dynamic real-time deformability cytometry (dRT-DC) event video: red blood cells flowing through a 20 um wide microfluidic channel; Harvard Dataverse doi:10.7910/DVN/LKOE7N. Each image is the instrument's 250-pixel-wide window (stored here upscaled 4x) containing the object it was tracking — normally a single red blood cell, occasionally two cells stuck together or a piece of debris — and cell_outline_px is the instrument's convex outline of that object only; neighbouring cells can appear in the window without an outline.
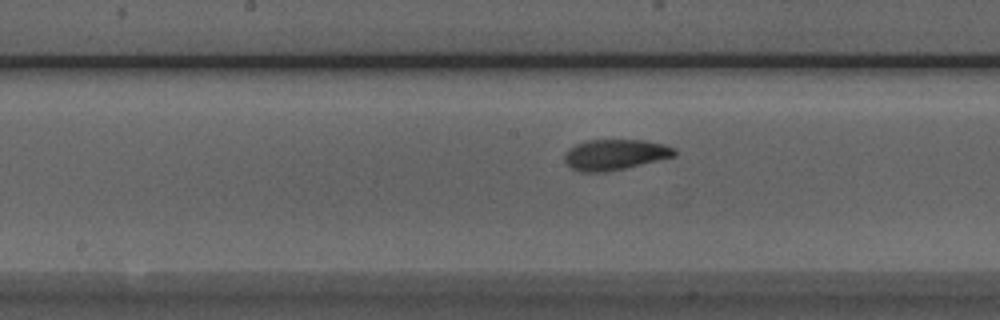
{"species": "Egyptian fruit bat (a non-hibernating species)", "species_latin": "Rousettus aegyptiacus", "temperature_condition": "room temperature", "stored_images_in_passage": 23, "camera_frame_rate_fps": 3000, "um_per_image_px": 0.085, "animal": {"sex": "male"}, "frame": {"image": 1, "passage_image": 20, "time_ms": 6.333, "image_size_px": [1000, 320], "cell_outline_px": [[676, 156], [624, 168], [604, 172], [580, 172], [572, 168], [564, 160], [564, 152], [568, 148], [576, 144], [588, 140], [644, 140], [664, 144], [676, 148]], "centroid_in_image_um": [52.27, 13.13], "position_along_channel_um": 195.9, "area_um2": 19.65}}